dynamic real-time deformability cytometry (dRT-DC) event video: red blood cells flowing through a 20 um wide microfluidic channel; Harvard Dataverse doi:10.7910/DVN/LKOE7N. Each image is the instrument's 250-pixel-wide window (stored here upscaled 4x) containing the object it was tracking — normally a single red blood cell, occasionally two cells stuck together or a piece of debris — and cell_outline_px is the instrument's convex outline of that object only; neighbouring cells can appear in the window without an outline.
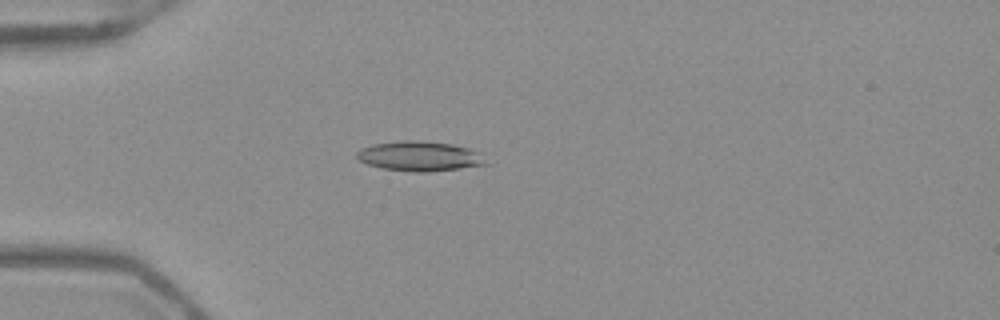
{"species": "Egyptian fruit bat (a non-hibernating species)", "species_latin": "Rousettus aegyptiacus", "temperature_condition": "warm", "stored_images_in_passage": 51, "camera_frame_rate_fps": 3000, "um_per_image_px": 0.085, "frame": {"image": 1, "passage_image": 14, "time_ms": 4.333, "image_size_px": [1000, 320], "cell_outline_px": [[488, 164], [460, 168], [428, 172], [416, 172], [384, 168], [368, 164], [360, 160], [356, 156], [356, 152], [360, 148], [372, 144], [404, 140], [420, 140], [452, 144], [468, 148], [480, 152]], "centroid_in_image_um": [35.67, 13.26], "position_along_channel_um": 49.3, "area_um2": 22.37}}
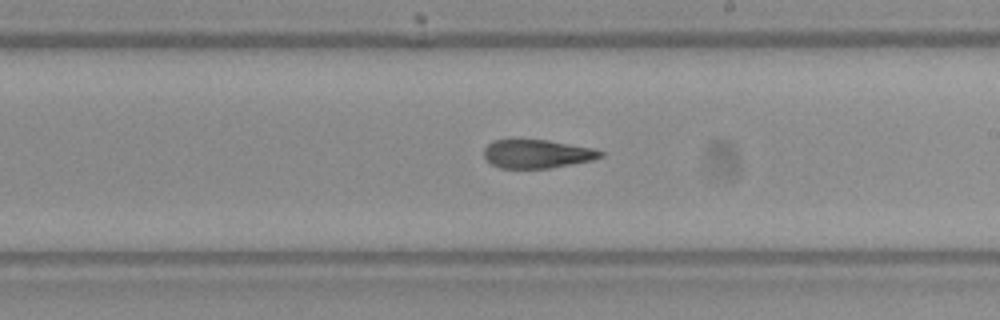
{"frame": {"image": 2, "passage_image": 30, "time_ms": 9.667, "image_size_px": [1000, 320], "cell_outline_px": [[604, 156], [592, 160], [548, 168], [500, 168], [492, 164], [484, 156], [484, 148], [492, 140], [548, 140], [592, 148], [604, 152]], "centroid_in_image_um": [45.65, 13.08], "position_along_channel_um": 243.4, "area_um2": 19.19}}
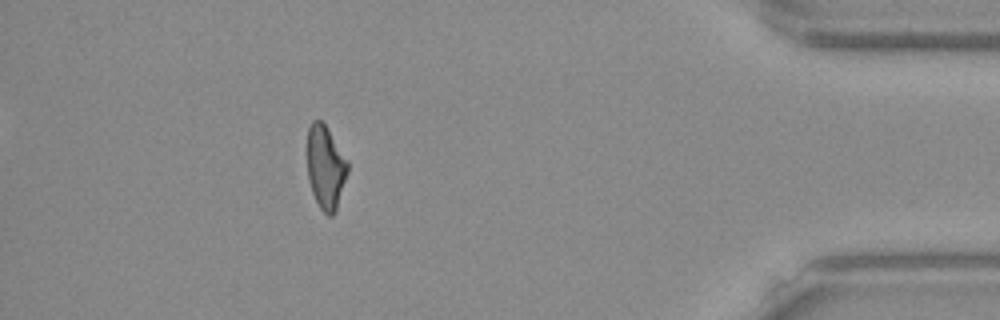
{"frame": {"image": 3, "passage_image": 46, "time_ms": 15.0, "image_size_px": [1000, 320], "cell_outline_px": [[348, 172], [336, 212], [332, 216], [328, 216], [320, 208], [312, 192], [308, 180], [308, 128], [312, 120], [320, 120], [324, 124], [348, 160]], "centroid_in_image_um": [27.69, 14.25], "position_along_channel_um": 407.5, "area_um2": 19.59}, "authors_computed_cell_mechanics": {"area_um2": 20.7502, "velocity_mm_per_s": 3.9499, "shape_relaxation_time_tau1_ms": null, "shape_relaxation_time_tau2_ms": 2.614, "deformation_change_tau1": null, "deformation_change_tau2": 0.1216}}